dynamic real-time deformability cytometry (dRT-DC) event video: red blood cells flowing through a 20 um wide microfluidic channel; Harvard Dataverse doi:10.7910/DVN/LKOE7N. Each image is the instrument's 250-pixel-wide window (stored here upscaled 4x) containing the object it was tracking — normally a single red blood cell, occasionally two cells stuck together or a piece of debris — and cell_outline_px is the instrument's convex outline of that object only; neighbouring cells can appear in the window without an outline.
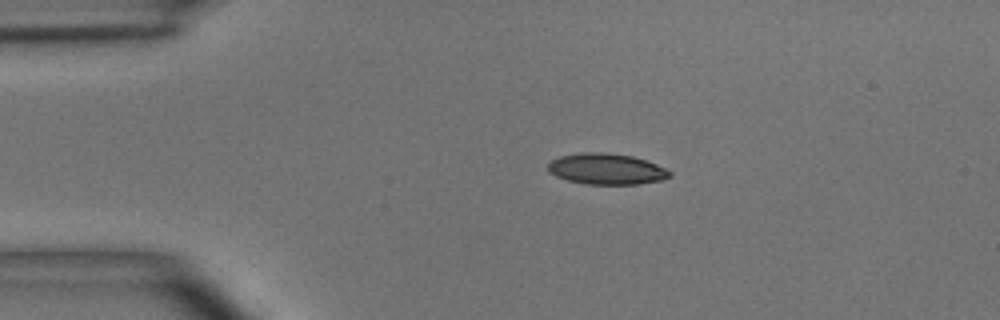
{"species": "common noctule bat (a hibernating species)", "species_latin": "Nyctalus noctula", "temperature_condition": "room temperature", "stored_images_in_passage": 3, "camera_frame_rate_fps": 3000, "um_per_image_px": 0.085, "animal": {"sex": "male", "body_mass_g": 15.6}, "frame": {"image": 1, "passage_image": 2, "time_ms": 1.333, "image_size_px": [1000, 320], "cell_outline_px": [[672, 176], [664, 180], [640, 184], [584, 184], [568, 180], [556, 176], [548, 172], [548, 164], [552, 160], [560, 156], [584, 152], [604, 152], [632, 156], [656, 164], [672, 172]], "centroid_in_image_um": [51.56, 14.37], "position_along_channel_um": 33.4, "area_um2": 22.02}}